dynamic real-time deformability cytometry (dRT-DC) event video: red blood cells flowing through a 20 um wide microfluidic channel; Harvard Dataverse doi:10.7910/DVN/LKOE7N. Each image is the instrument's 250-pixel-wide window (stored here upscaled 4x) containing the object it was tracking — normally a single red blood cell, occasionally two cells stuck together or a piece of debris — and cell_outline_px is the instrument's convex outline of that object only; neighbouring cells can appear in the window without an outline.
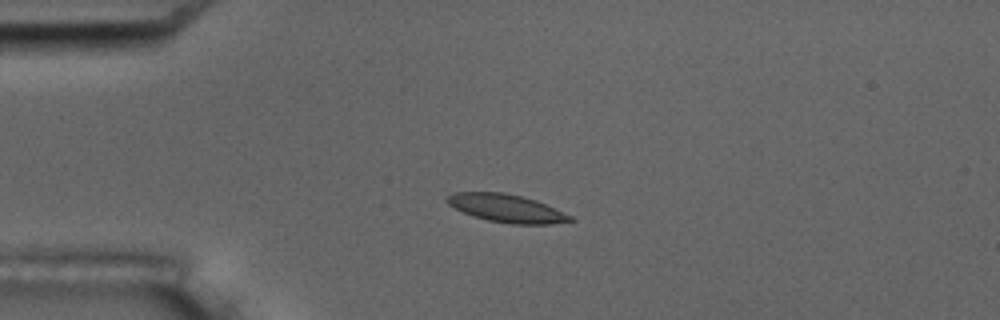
{"species": "common noctule bat (a hibernating species)", "species_latin": "Nyctalus noctula", "temperature_condition": "room temperature", "stored_images_in_passage": 4, "camera_frame_rate_fps": 3000, "um_per_image_px": 0.085, "animal": {"sex": "male", "body_mass_g": 17.5, "forearm_length_mm": 52.3}, "frame": {"image": 1, "passage_image": 3, "time_ms": 0.667, "image_size_px": [1000, 320], "cell_outline_px": [[576, 220], [552, 224], [512, 224], [488, 220], [472, 216], [448, 204], [444, 200], [448, 196], [456, 192], [504, 192], [536, 200], [572, 216]], "centroid_in_image_um": [43.06, 17.71], "position_along_channel_um": 41.9, "area_um2": 19.94}}